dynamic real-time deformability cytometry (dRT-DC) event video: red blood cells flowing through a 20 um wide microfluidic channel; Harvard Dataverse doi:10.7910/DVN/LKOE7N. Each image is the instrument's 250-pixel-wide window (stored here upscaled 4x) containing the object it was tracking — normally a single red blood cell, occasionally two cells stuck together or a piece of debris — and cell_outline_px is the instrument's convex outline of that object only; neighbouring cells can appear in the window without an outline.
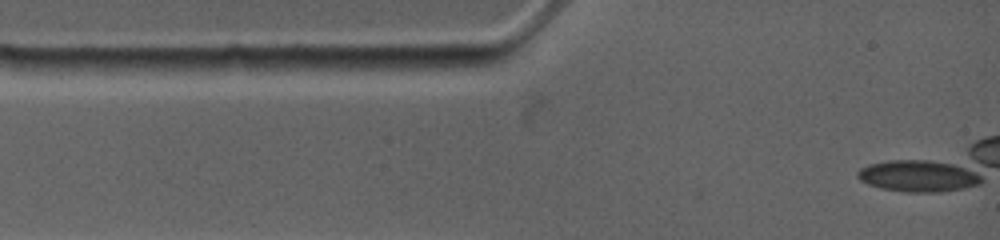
{"species": "common noctule bat (a hibernating species)", "species_latin": "Nyctalus noctula", "temperature_condition": "warm", "stored_images_in_passage": 1, "camera_frame_rate_fps": 4500, "um_per_image_px": 0.085, "animal": {"sex": "female", "body_mass_g": 19.0, "forearm_length_mm": 53.3}, "frame": {"image": 1, "passage_image": 1, "time_ms": 0.0, "image_size_px": [1000, 240], "cell_outline_px": [[488, 64], [452, 72], [324, 68], [332, 56], [480, 56], [488, 60]], "centroid_in_image_um": [34.61, 5.35], "position_along_channel_um": 50.4, "area_um2": 15.61}}